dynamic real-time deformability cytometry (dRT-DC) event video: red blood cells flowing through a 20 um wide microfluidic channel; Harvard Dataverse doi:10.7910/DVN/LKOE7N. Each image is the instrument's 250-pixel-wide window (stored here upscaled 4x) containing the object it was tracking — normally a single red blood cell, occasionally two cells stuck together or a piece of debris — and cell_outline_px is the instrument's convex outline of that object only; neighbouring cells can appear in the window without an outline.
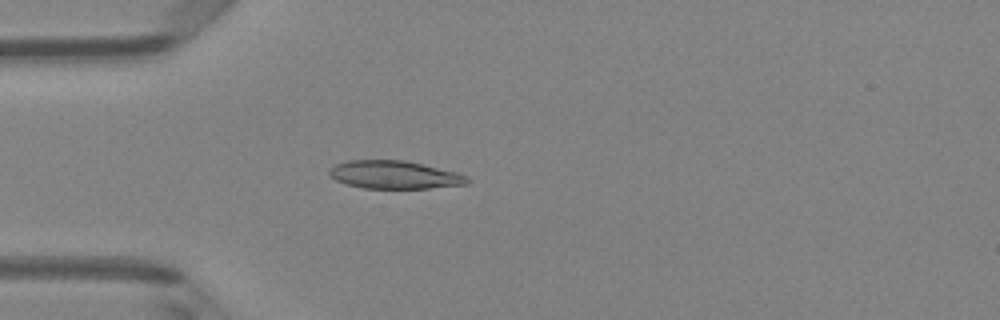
{"species": "Egyptian fruit bat (a non-hibernating species)", "species_latin": "Rousettus aegyptiacus", "temperature_condition": "room temperature", "stored_images_in_passage": 4, "camera_frame_rate_fps": 3000, "um_per_image_px": 0.085, "animal": {"sex": "female"}, "frame": {"image": 1, "passage_image": 4, "time_ms": 3.667, "image_size_px": [1000, 320], "cell_outline_px": [[468, 184], [428, 188], [364, 188], [348, 184], [336, 180], [328, 176], [328, 172], [336, 164], [348, 160], [404, 160], [424, 164], [456, 172], [468, 176]], "centroid_in_image_um": [33.53, 14.85], "position_along_channel_um": 51.5, "area_um2": 22.43}}